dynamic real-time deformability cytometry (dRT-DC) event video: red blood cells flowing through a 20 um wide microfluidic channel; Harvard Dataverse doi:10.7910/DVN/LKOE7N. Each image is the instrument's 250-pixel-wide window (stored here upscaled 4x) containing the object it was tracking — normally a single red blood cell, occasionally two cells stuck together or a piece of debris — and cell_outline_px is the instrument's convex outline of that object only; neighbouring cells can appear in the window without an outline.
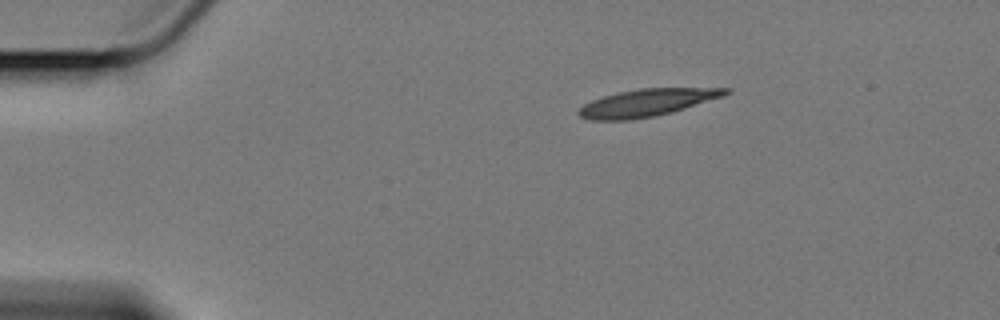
{"species": "Egyptian fruit bat (a non-hibernating species)", "species_latin": "Rousettus aegyptiacus", "temperature_condition": "cold", "stored_images_in_passage": 49, "camera_frame_rate_fps": 3000, "um_per_image_px": 0.085, "animal": {"sex": "female"}, "frame": {"image": 1, "passage_image": 1, "time_ms": 0.0, "image_size_px": [1000, 320], "cell_outline_px": [[732, 92], [724, 96], [672, 112], [656, 116], [628, 120], [592, 120], [580, 116], [576, 112], [584, 104], [592, 100], [616, 92], [640, 88], [732, 88]], "centroid_in_image_um": [55.01, 8.72], "position_along_channel_um": 30.0, "area_um2": 23.41}}
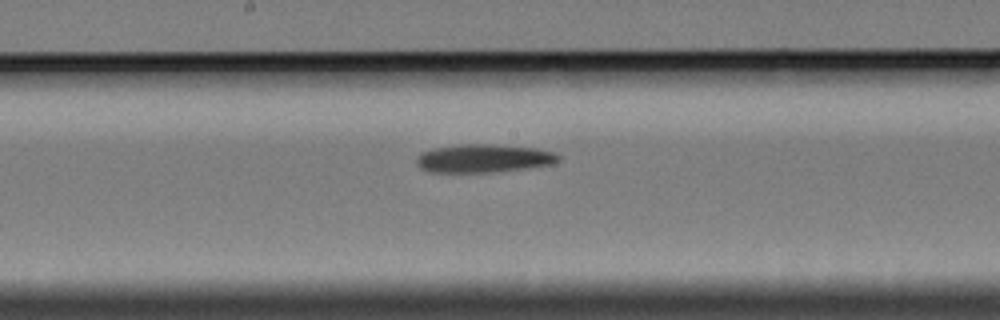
{"frame": {"image": 2, "passage_image": 22, "time_ms": 7.0, "image_size_px": [1000, 320], "cell_outline_px": [[560, 160], [552, 164], [496, 172], [428, 172], [420, 168], [416, 164], [416, 156], [420, 152], [436, 148], [460, 144], [488, 144], [536, 148], [552, 152], [560, 156]], "centroid_in_image_um": [41.06, 13.46], "position_along_channel_um": 207.1, "area_um2": 23.35}}
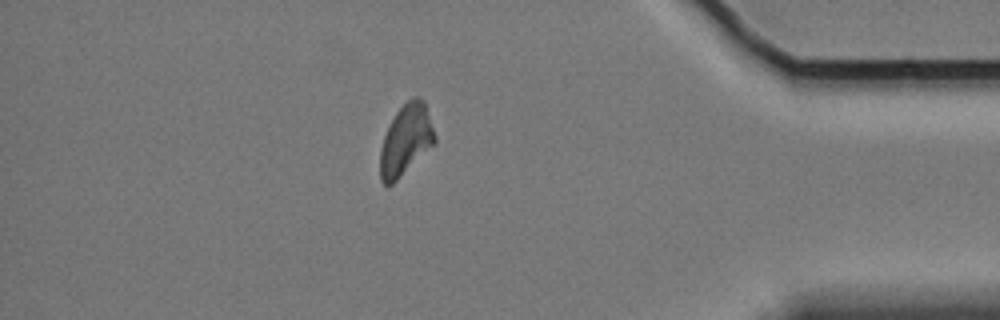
{"frame": {"image": 3, "passage_image": 42, "time_ms": 13.667, "image_size_px": [1000, 320], "cell_outline_px": [[436, 144], [388, 188], [380, 180], [380, 148], [384, 136], [396, 112], [412, 96], [420, 96], [424, 100], [436, 136]], "centroid_in_image_um": [34.51, 11.92], "position_along_channel_um": 400.7, "area_um2": 22.72}}